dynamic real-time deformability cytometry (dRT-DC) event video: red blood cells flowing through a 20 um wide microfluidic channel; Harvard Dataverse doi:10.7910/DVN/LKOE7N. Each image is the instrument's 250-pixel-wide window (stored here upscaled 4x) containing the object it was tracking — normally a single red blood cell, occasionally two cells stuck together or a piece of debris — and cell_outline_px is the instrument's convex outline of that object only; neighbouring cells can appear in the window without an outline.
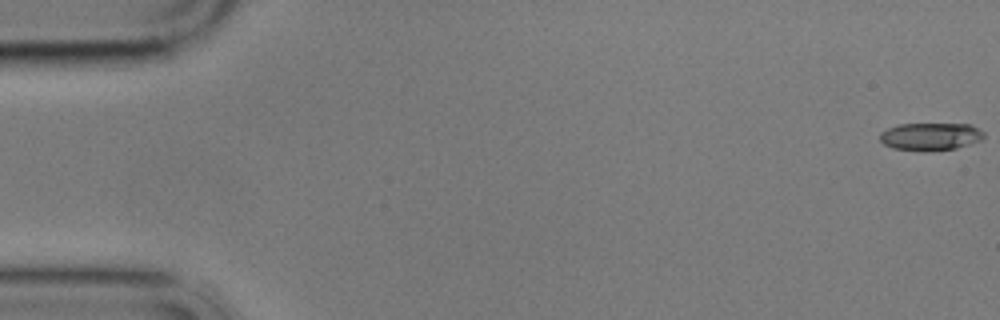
{"species": "common noctule bat (a hibernating species)", "species_latin": "Nyctalus noctula", "temperature_condition": "cold", "stored_images_in_passage": 5, "camera_frame_rate_fps": 3000, "um_per_image_px": 0.085, "animal": {"sex": "male", "body_mass_g": 17.9}, "frame": {"image": 1, "passage_image": 1, "time_ms": 0.0, "image_size_px": [1000, 320], "cell_outline_px": [[984, 136], [980, 140], [956, 148], [892, 148], [884, 144], [880, 140], [880, 132], [888, 128], [900, 124], [968, 124], [984, 132]], "centroid_in_image_um": [79.08, 11.55], "position_along_channel_um": 5.9, "area_um2": 15.78}}
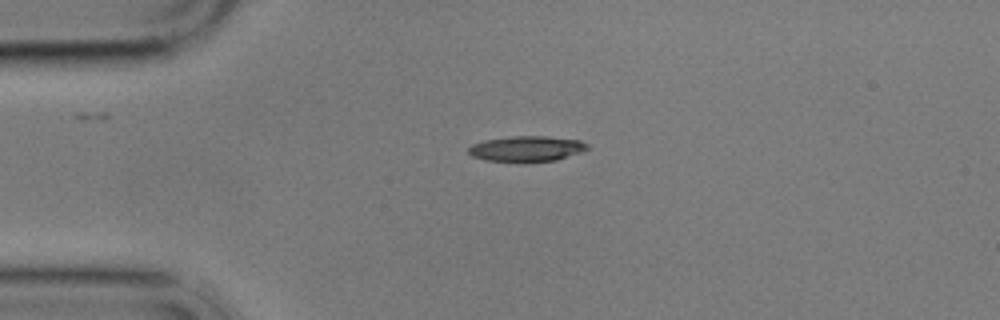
{"frame": {"image": 2, "passage_image": 4, "time_ms": 4.333, "image_size_px": [1000, 320], "cell_outline_px": [[588, 148], [580, 152], [556, 160], [524, 164], [484, 160], [472, 156], [468, 152], [468, 148], [472, 144], [484, 140], [512, 136], [548, 136], [580, 140], [588, 144]], "centroid_in_image_um": [44.73, 12.67], "position_along_channel_um": 40.3, "area_um2": 18.21}}